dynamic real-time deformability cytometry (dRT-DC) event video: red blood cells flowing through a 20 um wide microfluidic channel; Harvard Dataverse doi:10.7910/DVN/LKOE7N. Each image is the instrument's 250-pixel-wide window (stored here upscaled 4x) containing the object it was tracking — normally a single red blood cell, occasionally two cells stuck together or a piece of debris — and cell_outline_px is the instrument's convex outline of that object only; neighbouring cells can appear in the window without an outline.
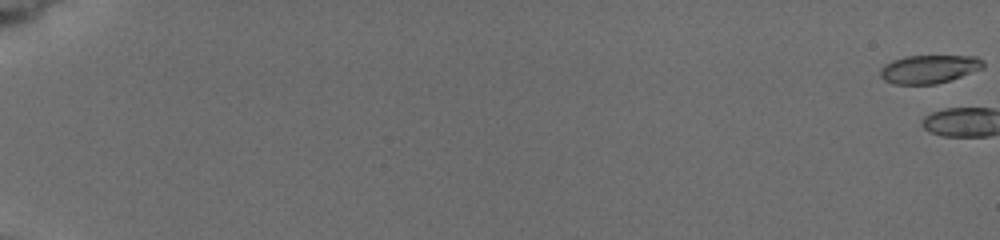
{"species": "common noctule bat (a hibernating species)", "species_latin": "Nyctalus noctula", "temperature_condition": "cold", "stored_images_in_passage": 3, "camera_frame_rate_fps": 3000, "um_per_image_px": 0.085, "animal": {"sex": "female", "body_mass_g": 19.5, "forearm_length_mm": 54.1}, "frame": {"image": 1, "passage_image": 1, "time_ms": 0.0, "image_size_px": [1000, 240], "cell_outline_px": [[984, 68], [936, 84], [892, 84], [884, 80], [880, 76], [880, 68], [884, 64], [892, 60], [904, 56], [976, 56], [984, 60]], "centroid_in_image_um": [78.94, 5.86], "position_along_channel_um": 6.1, "area_um2": 17.05}}